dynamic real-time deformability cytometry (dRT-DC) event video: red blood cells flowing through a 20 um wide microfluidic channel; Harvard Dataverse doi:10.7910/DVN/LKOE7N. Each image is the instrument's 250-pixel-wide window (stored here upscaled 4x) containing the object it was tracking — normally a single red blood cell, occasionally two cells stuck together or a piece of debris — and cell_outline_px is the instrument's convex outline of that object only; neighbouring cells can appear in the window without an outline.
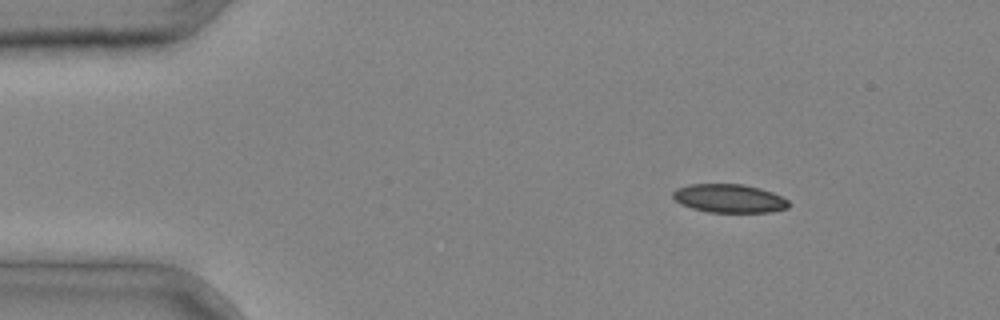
{"species": "common noctule bat (a hibernating species)", "species_latin": "Nyctalus noctula", "temperature_condition": "cold", "stored_images_in_passage": 4, "camera_frame_rate_fps": 3000, "um_per_image_px": 0.085, "animal": {"sex": "male", "body_mass_g": 20.4}, "frame": {"image": 1, "passage_image": 1, "time_ms": 0.0, "image_size_px": [1000, 320], "cell_outline_px": [[788, 208], [772, 212], [708, 212], [692, 208], [680, 204], [672, 196], [672, 192], [676, 188], [688, 184], [744, 184], [760, 188], [772, 192], [788, 200]], "centroid_in_image_um": [61.96, 16.86], "position_along_channel_um": 23.0, "area_um2": 19.31}}
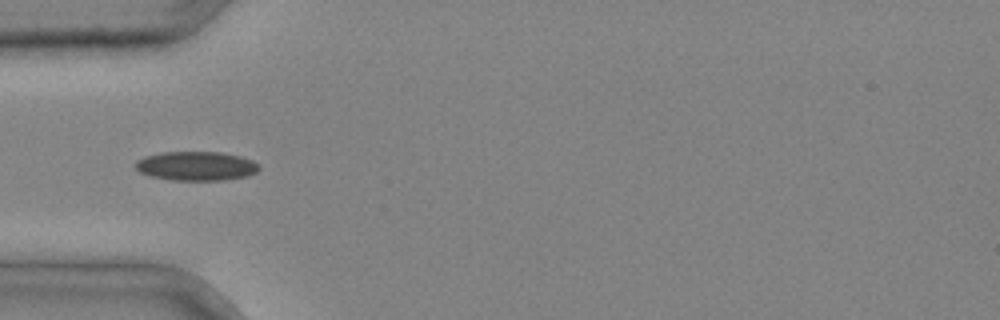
{"frame": {"image": 2, "passage_image": 3, "time_ms": 0.667, "image_size_px": [1000, 320], "cell_outline_px": [[260, 168], [256, 172], [248, 176], [224, 180], [172, 180], [152, 176], [140, 172], [136, 168], [136, 160], [144, 156], [160, 152], [220, 152], [240, 156], [252, 160], [260, 164]], "centroid_in_image_um": [16.7, 14.1], "position_along_channel_um": 68.3, "area_um2": 21.04}}